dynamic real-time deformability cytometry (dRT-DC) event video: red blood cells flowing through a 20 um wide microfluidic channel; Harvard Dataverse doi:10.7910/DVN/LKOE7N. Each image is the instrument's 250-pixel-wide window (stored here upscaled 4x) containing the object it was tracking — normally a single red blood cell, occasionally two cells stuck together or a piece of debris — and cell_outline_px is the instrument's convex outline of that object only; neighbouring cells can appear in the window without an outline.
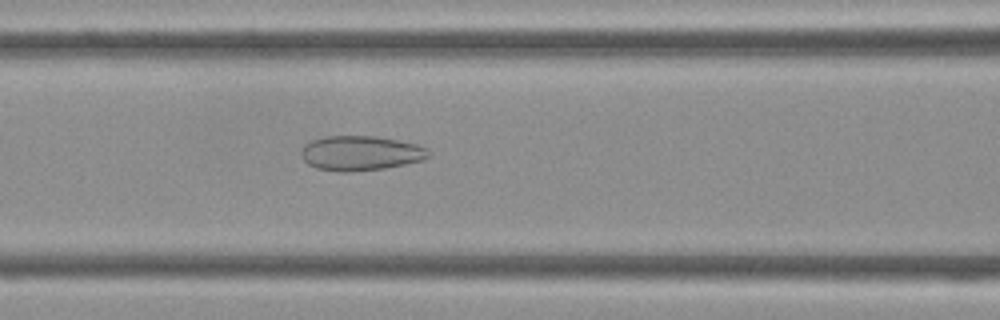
{"species": "Egyptian fruit bat (a non-hibernating species)", "species_latin": "Rousettus aegyptiacus", "temperature_condition": "cold", "stored_images_in_passage": 44, "camera_frame_rate_fps": 3000, "um_per_image_px": 0.085, "frame": {"image": 1, "passage_image": 18, "time_ms": 5.667, "image_size_px": [1000, 320], "cell_outline_px": [[432, 156], [424, 160], [384, 168], [352, 172], [340, 172], [316, 168], [308, 164], [304, 160], [300, 152], [304, 144], [312, 140], [324, 136], [376, 136], [416, 144], [428, 148]], "centroid_in_image_um": [30.66, 13.02], "position_along_channel_um": 135.9, "area_um2": 25.95}}
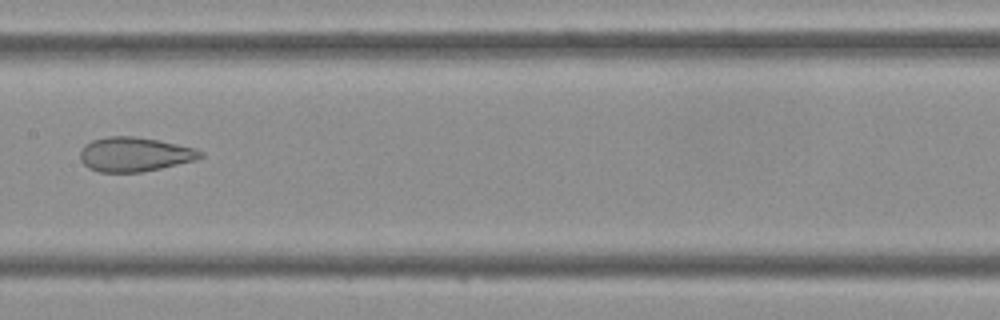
{"frame": {"image": 2, "passage_image": 22, "time_ms": 7.0, "image_size_px": [1000, 320], "cell_outline_px": [[204, 156], [196, 160], [160, 168], [140, 172], [100, 172], [88, 168], [80, 160], [80, 152], [84, 144], [92, 140], [108, 136], [132, 136], [160, 140], [196, 148], [204, 152]], "centroid_in_image_um": [11.45, 13.11], "position_along_channel_um": 196.0, "area_um2": 24.22}}
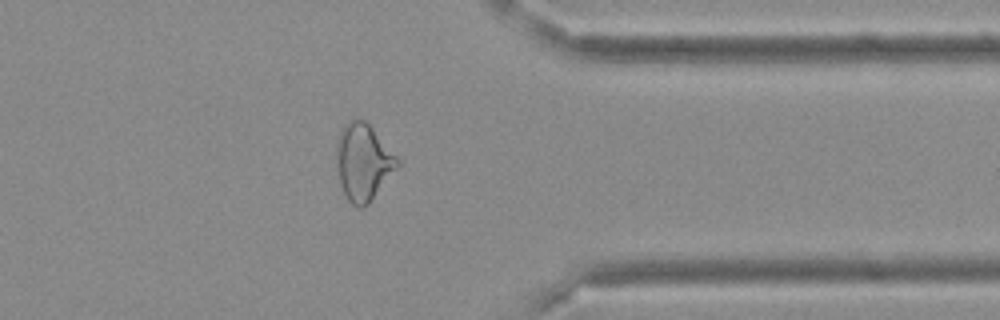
{"frame": {"image": 3, "passage_image": 35, "time_ms": 11.333, "image_size_px": [1000, 320], "cell_outline_px": [[400, 164], [368, 204], [364, 208], [360, 208], [352, 204], [348, 200], [340, 184], [336, 156], [336, 144], [340, 132], [344, 124], [348, 120], [364, 120], [372, 128], [400, 160]], "centroid_in_image_um": [30.86, 13.78], "position_along_channel_um": 380.5, "area_um2": 26.88}}